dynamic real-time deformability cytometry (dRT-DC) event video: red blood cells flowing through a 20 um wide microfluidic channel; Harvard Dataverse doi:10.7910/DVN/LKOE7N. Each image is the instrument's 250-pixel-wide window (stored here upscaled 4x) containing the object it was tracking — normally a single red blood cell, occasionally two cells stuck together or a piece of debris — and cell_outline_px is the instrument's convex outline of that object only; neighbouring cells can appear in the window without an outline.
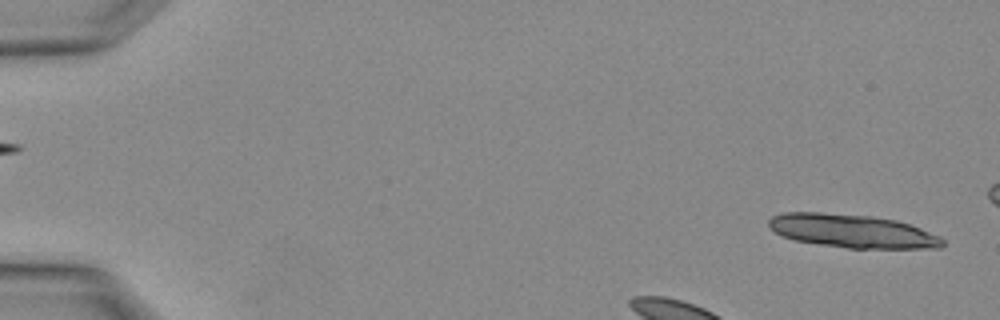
{"species": "Egyptian fruit bat (a non-hibernating species)", "species_latin": "Rousettus aegyptiacus", "temperature_condition": "warm", "stored_images_in_passage": 2, "camera_frame_rate_fps": 3000, "um_per_image_px": 0.085, "animal": {"sex": "female"}, "frame": {"image": 1, "passage_image": 2, "time_ms": 0.333, "image_size_px": [1000, 320], "cell_outline_px": [[944, 244], [940, 248], [848, 248], [820, 244], [796, 240], [784, 236], [776, 232], [768, 224], [768, 220], [772, 216], [784, 212], [820, 212], [872, 216], [896, 220], [920, 228], [940, 236], [944, 240]], "centroid_in_image_um": [72.46, 19.63], "position_along_channel_um": 12.5, "area_um2": 33.58}}